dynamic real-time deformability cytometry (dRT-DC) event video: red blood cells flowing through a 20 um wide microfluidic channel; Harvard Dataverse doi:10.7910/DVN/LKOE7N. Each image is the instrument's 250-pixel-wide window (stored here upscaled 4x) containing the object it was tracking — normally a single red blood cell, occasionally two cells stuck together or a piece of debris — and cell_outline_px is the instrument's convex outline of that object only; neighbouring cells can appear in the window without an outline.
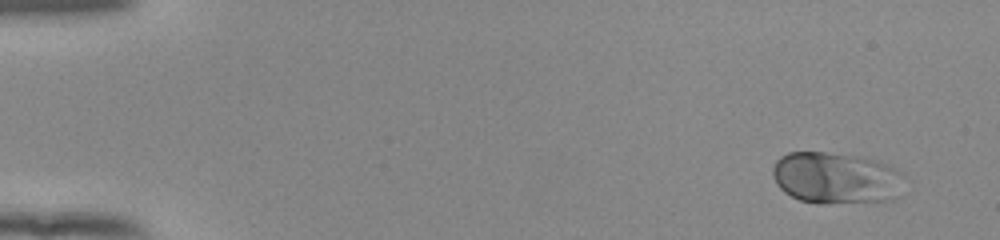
{"species": "human", "species_latin": "Homo sapiens", "temperature_condition": "room temperature", "stored_images_in_passage": 51, "camera_frame_rate_fps": 3000, "um_per_image_px": 0.085, "donor": {"sex": "female"}, "frame": {"image": 1, "passage_image": 1, "time_ms": 0.0, "image_size_px": [1000, 240], "cell_outline_px": [[904, 176], [900, 196], [896, 200], [816, 204], [800, 200], [784, 192], [776, 184], [772, 176], [772, 168], [776, 160], [780, 156], [788, 152], [824, 152], [868, 156], [880, 160], [904, 172]], "centroid_in_image_um": [71.11, 15.12], "position_along_channel_um": 13.9, "area_um2": 40.75}}
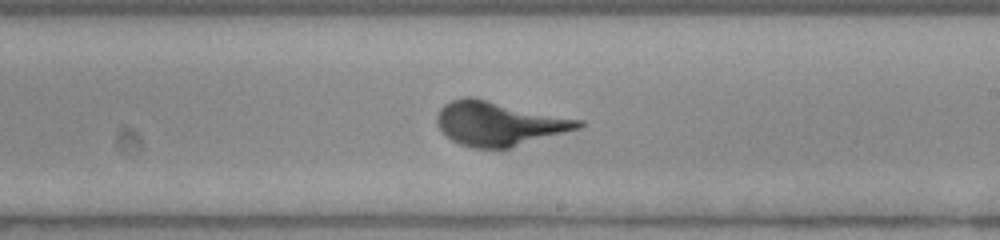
{"frame": {"image": 2, "passage_image": 30, "time_ms": 9.667, "image_size_px": [1000, 240], "cell_outline_px": [[584, 124], [580, 128], [508, 148], [472, 148], [460, 144], [452, 140], [436, 124], [436, 116], [440, 108], [444, 104], [452, 100], [464, 96], [472, 96], [584, 120]], "centroid_in_image_um": [42.4, 10.48], "position_along_channel_um": 246.6, "area_um2": 36.41}}
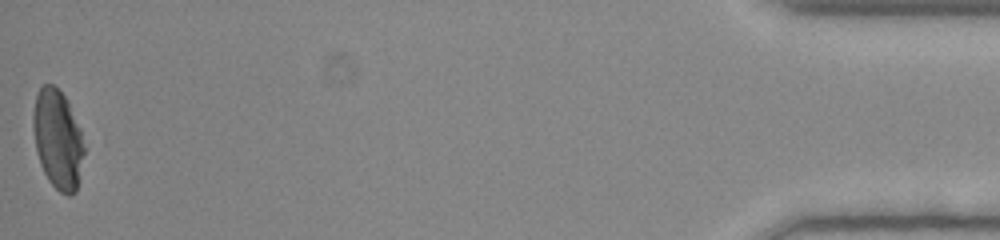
{"frame": {"image": 3, "passage_image": 51, "time_ms": 16.667, "image_size_px": [1000, 240], "cell_outline_px": [[84, 152], [76, 192], [72, 196], [68, 196], [60, 192], [48, 180], [40, 164], [36, 152], [32, 128], [32, 116], [36, 96], [40, 88], [44, 84], [52, 84], [68, 100], [80, 128], [84, 148]], "centroid_in_image_um": [4.89, 11.85], "position_along_channel_um": 430.3, "area_um2": 29.54}}